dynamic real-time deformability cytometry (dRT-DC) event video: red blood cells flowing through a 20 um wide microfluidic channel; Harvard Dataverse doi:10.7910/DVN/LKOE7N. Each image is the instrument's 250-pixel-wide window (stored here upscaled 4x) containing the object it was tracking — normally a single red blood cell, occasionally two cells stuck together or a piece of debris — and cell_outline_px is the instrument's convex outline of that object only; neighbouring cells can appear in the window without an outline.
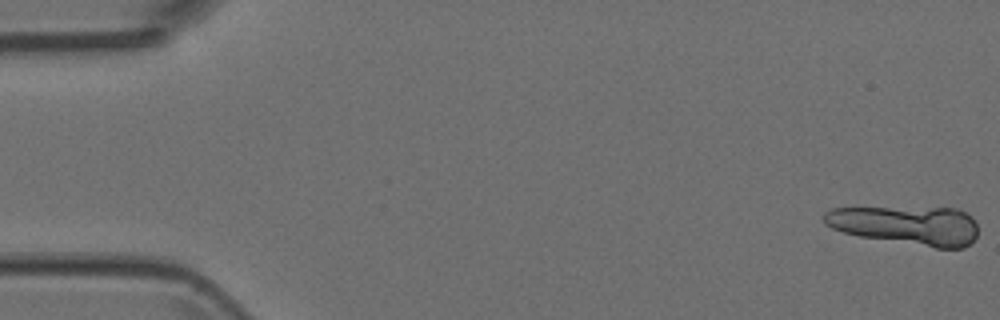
{"species": "Egyptian fruit bat (a non-hibernating species)", "species_latin": "Rousettus aegyptiacus", "temperature_condition": "room temperature", "stored_images_in_passage": 6, "segment_of_instrument_passage": [1, 2], "camera_frame_rate_fps": 3000, "um_per_image_px": 0.085, "animal": {"sex": "female"}, "frame": {"image": 1, "passage_image": 1, "time_ms": 0.0, "image_size_px": [1000, 320], "cell_outline_px": [[976, 236], [964, 248], [936, 248], [860, 236], [844, 232], [832, 228], [824, 224], [820, 216], [824, 212], [832, 208], [960, 208], [972, 216], [976, 224]], "centroid_in_image_um": [77.04, 19.14], "position_along_channel_um": 8.0, "area_um2": 35.03}}